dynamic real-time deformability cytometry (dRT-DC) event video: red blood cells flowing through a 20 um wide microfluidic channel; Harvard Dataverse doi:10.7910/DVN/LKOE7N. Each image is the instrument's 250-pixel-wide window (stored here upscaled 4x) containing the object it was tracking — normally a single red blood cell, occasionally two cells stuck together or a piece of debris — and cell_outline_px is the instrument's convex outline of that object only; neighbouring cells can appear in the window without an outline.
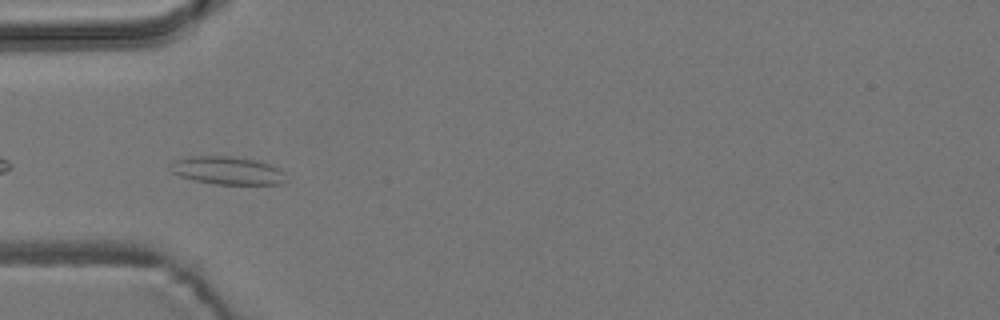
{"species": "common noctule bat (a hibernating species)", "species_latin": "Nyctalus noctula", "temperature_condition": "room temperature", "stored_images_in_passage": 5, "camera_frame_rate_fps": 3000, "um_per_image_px": 0.085, "animal": {"sex": "male", "body_mass_g": 19.2, "forearm_length_mm": 51.8}, "frame": {"image": 1, "passage_image": 5, "time_ms": 5.0, "image_size_px": [1000, 320], "cell_outline_px": [[288, 180], [284, 184], [216, 184], [196, 180], [180, 176], [172, 172], [168, 164], [172, 160], [184, 156], [232, 156], [256, 160], [280, 168], [284, 172]], "centroid_in_image_um": [19.33, 14.48], "position_along_channel_um": 65.7, "area_um2": 19.13}}